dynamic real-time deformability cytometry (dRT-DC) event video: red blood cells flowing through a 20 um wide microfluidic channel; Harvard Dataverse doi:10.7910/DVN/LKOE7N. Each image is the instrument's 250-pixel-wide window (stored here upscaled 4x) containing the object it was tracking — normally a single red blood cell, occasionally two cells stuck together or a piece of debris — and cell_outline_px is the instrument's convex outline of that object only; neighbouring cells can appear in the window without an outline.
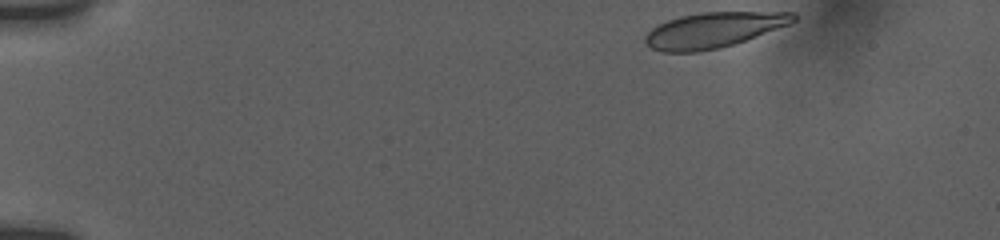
{"species": "human", "species_latin": "Homo sapiens", "temperature_condition": "room temperature", "stored_images_in_passage": 29, "camera_frame_rate_fps": 3000, "um_per_image_px": 0.085, "donor": {"sex": "female"}, "frame": {"image": 1, "passage_image": 1, "time_ms": 0.0, "image_size_px": [1000, 240], "cell_outline_px": [[796, 20], [788, 24], [744, 40], [720, 48], [700, 52], [660, 52], [644, 44], [644, 36], [652, 28], [668, 20], [680, 16], [700, 12], [796, 12]], "centroid_in_image_um": [60.59, 2.55], "position_along_channel_um": 24.4, "area_um2": 30.35}}
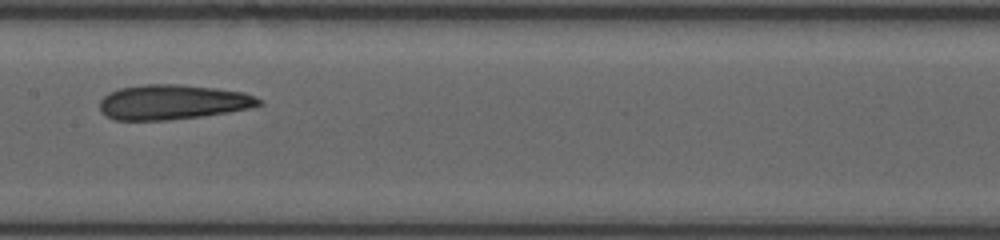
{"frame": {"image": 2, "passage_image": 13, "time_ms": 7.333, "image_size_px": [1000, 240], "cell_outline_px": [[264, 104], [248, 108], [228, 112], [200, 116], [168, 120], [116, 120], [100, 112], [100, 100], [108, 92], [120, 88], [144, 84], [180, 84], [216, 88], [244, 92], [264, 100]], "centroid_in_image_um": [14.68, 8.67], "position_along_channel_um": 192.7, "area_um2": 32.43}}
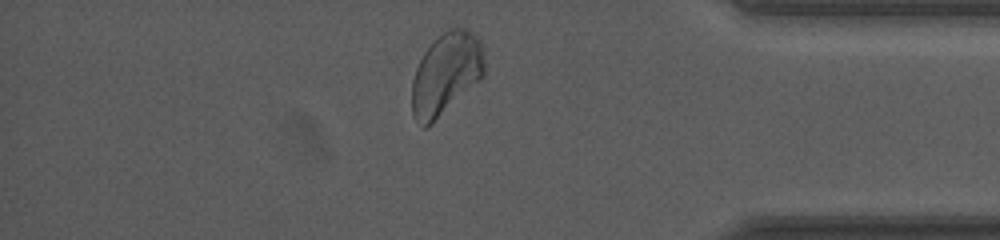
{"frame": {"image": 3, "passage_image": 25, "time_ms": 13.333, "image_size_px": [1000, 240], "cell_outline_px": [[484, 76], [480, 80], [428, 128], [424, 128], [412, 116], [412, 80], [416, 68], [424, 52], [448, 28], [464, 28], [476, 36], [484, 44]], "centroid_in_image_um": [37.92, 6.3], "position_along_channel_um": 397.3, "area_um2": 34.74}, "authors_computed_cell_mechanics": {"area_um2": 32.3102, "velocity_mm_per_s": 3.7557, "shape_relaxation_time_tau1_ms": null, "shape_relaxation_time_tau2_ms": 3.4037, "deformation_change_tau1": null, "deformation_change_tau2": 0.122}}